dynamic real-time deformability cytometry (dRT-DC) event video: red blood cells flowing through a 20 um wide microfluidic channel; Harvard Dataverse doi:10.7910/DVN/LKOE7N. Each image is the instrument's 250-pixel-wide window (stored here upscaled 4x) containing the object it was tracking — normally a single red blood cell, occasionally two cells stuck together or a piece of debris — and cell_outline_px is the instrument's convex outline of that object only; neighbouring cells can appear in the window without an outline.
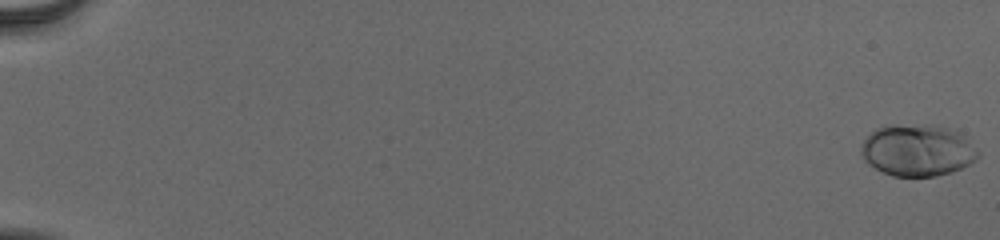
{"species": "human", "species_latin": "Homo sapiens", "temperature_condition": "cold", "stored_images_in_passage": 56, "camera_frame_rate_fps": 3000, "um_per_image_px": 0.085, "donor": {"sex": "male"}, "frame": {"image": 1, "passage_image": 1, "time_ms": 0.0, "image_size_px": [1000, 240], "cell_outline_px": [[980, 156], [976, 160], [952, 172], [936, 176], [892, 176], [868, 164], [864, 160], [860, 152], [860, 144], [876, 128], [884, 124], [928, 124], [948, 128], [968, 136], [980, 152]], "centroid_in_image_um": [78.0, 12.75], "position_along_channel_um": 7.0, "area_um2": 35.89}}
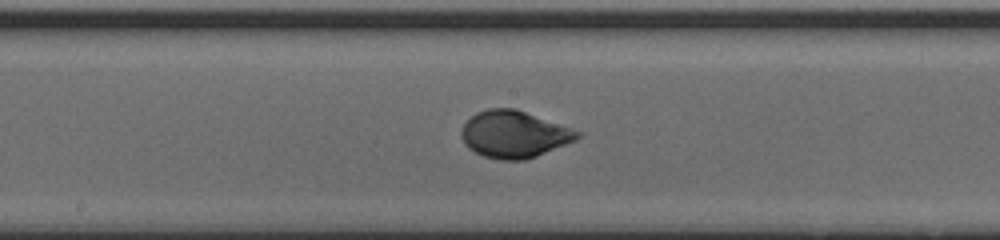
{"frame": {"image": 2, "passage_image": 33, "time_ms": 10.667, "image_size_px": [1000, 240], "cell_outline_px": [[580, 136], [576, 140], [536, 156], [524, 160], [500, 160], [484, 156], [468, 148], [464, 144], [460, 136], [460, 132], [464, 124], [476, 112], [488, 108], [516, 108], [572, 128], [580, 132]], "centroid_in_image_um": [43.67, 11.41], "position_along_channel_um": 204.5, "area_um2": 31.73}}
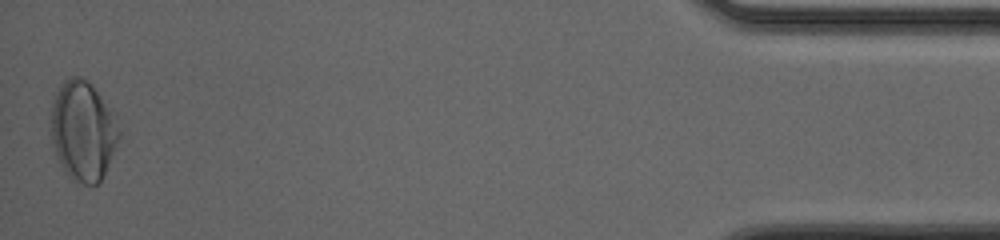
{"frame": {"image": 3, "passage_image": 56, "time_ms": 18.333, "image_size_px": [1000, 240], "cell_outline_px": [[120, 136], [104, 172], [100, 180], [96, 184], [84, 184], [72, 180], [68, 176], [56, 152], [52, 140], [48, 112], [52, 100], [60, 84], [64, 80], [72, 76], [80, 76], [92, 84], [116, 116], [120, 132]], "centroid_in_image_um": [7.02, 11.05], "position_along_channel_um": 428.2, "area_um2": 39.59}, "authors_computed_cell_mechanics": {"area_um2": 31.5588, "velocity_mm_per_s": 3.8875, "shape_relaxation_time_tau1_ms": 2.9609, "shape_relaxation_time_tau2_ms": null, "deformation_change_tau1": 0.1578, "deformation_change_tau2": null}}